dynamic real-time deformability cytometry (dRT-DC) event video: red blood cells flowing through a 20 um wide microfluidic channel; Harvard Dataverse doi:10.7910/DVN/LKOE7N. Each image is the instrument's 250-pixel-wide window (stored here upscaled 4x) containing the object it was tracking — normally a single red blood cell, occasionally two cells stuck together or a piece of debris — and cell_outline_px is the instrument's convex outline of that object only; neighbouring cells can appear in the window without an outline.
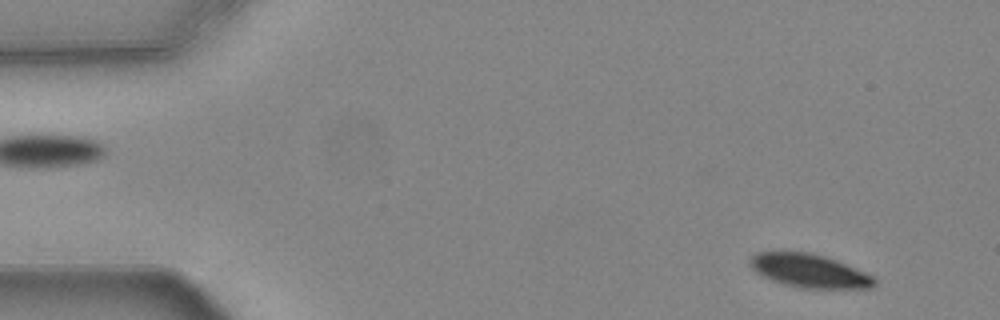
{"species": "common noctule bat (a hibernating species)", "species_latin": "Nyctalus noctula", "temperature_condition": "warm", "stored_images_in_passage": 54, "camera_frame_rate_fps": 3000, "um_per_image_px": 0.085, "animal": {"sex": "female", "body_mass_g": 24.6, "forearm_length_mm": 56.2}, "frame": {"image": 1, "passage_image": 4, "time_ms": 1.0, "image_size_px": [1000, 320], "cell_outline_px": [[876, 284], [872, 288], [800, 288], [784, 284], [772, 280], [756, 272], [748, 264], [748, 260], [756, 252], [808, 252], [824, 256], [836, 260], [864, 272], [872, 276], [876, 280]], "centroid_in_image_um": [68.77, 23.02], "position_along_channel_um": 16.2, "area_um2": 24.1}}
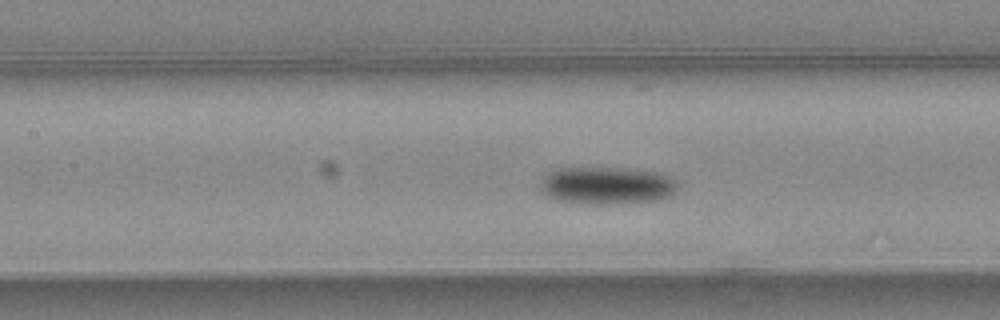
{"frame": {"image": 2, "passage_image": 24, "time_ms": 7.667, "image_size_px": [1000, 320], "cell_outline_px": [[676, 188], [668, 196], [656, 200], [612, 204], [588, 204], [560, 200], [548, 196], [540, 188], [540, 180], [544, 172], [556, 168], [624, 168], [656, 172], [668, 176], [676, 180]], "centroid_in_image_um": [51.5, 15.75], "position_along_channel_um": 155.9, "area_um2": 29.94}}
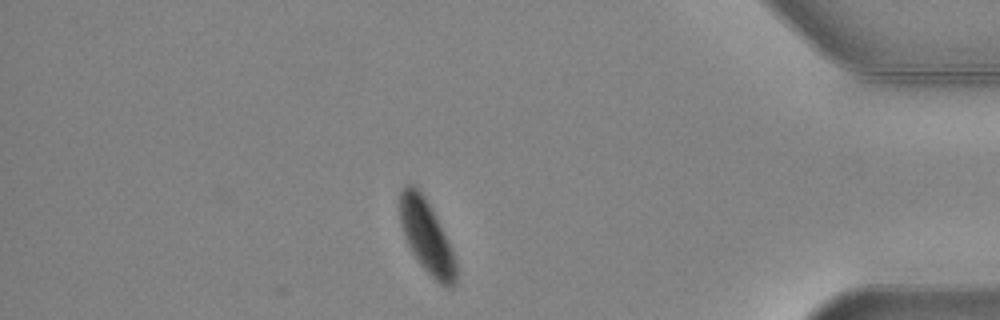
{"frame": {"image": 3, "passage_image": 47, "time_ms": 15.333, "image_size_px": [1000, 320], "cell_outline_px": [[456, 284], [448, 288], [444, 288], [420, 264], [412, 252], [404, 236], [400, 224], [400, 192], [404, 184], [412, 184], [424, 196], [448, 240], [452, 248], [456, 260]], "centroid_in_image_um": [36.26, 20.13], "position_along_channel_um": 398.9, "area_um2": 23.64}, "authors_computed_cell_mechanics": {"area_um2": 27.6284, "velocity_mm_per_s": 3.7046, "shape_relaxation_time_tau1_ms": 5.1697, "shape_relaxation_time_tau2_ms": null, "deformation_change_tau1": 0.1482, "deformation_change_tau2": null}}